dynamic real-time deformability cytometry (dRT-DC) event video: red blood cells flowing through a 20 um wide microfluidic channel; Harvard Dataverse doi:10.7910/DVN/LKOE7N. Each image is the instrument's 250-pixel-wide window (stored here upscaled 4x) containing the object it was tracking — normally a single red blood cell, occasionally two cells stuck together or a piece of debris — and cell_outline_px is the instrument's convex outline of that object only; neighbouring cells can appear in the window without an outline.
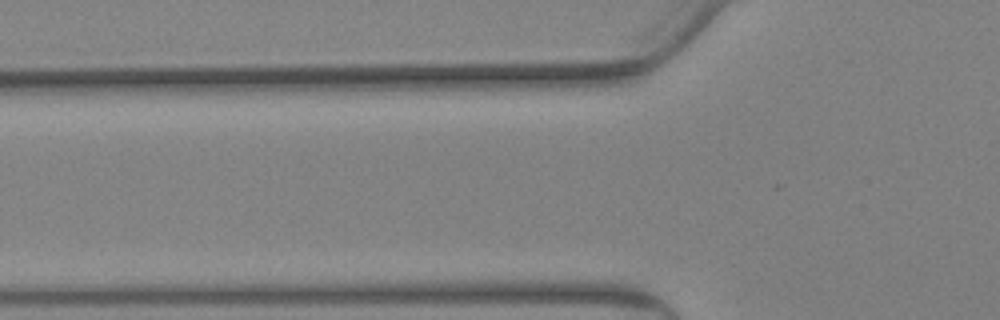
{"species": "Egyptian fruit bat (a non-hibernating species)", "species_latin": "Rousettus aegyptiacus", "temperature_condition": "warm", "stored_images_in_passage": 3, "camera_frame_rate_fps": 3000, "um_per_image_px": 0.085, "animal": {"sex": "female"}, "frame": {"image": 1, "passage_image": 2, "time_ms": 0.333, "image_size_px": [1000, 320], "cell_outline_px": [[644, 72], [620, 76], [548, 84], [472, 88], [460, 76], [620, 72]], "centroid_in_image_um": [45.45, 6.71], "position_along_channel_um": 80.4, "area_um2": 10.75}}